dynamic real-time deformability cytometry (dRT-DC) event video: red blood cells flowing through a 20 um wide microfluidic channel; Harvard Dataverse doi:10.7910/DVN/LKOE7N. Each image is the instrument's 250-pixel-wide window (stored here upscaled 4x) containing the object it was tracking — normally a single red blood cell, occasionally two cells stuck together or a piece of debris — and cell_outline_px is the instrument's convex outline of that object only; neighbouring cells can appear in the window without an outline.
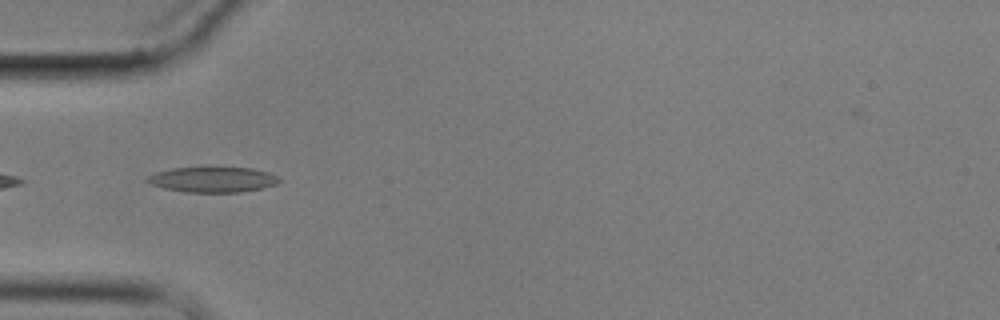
{"species": "common noctule bat (a hibernating species)", "species_latin": "Nyctalus noctula", "temperature_condition": "cold", "stored_images_in_passage": 6, "camera_frame_rate_fps": 3000, "um_per_image_px": 0.085, "animal": {"sex": "male", "body_mass_g": 17.9}, "frame": {"image": 1, "passage_image": 2, "time_ms": 1.333, "image_size_px": [1000, 320], "cell_outline_px": [[280, 180], [276, 184], [264, 188], [240, 192], [188, 192], [164, 188], [152, 184], [144, 180], [148, 176], [156, 172], [172, 168], [252, 168], [268, 172], [276, 176]], "centroid_in_image_um": [18.08, 15.27], "position_along_channel_um": 66.9, "area_um2": 19.25}}
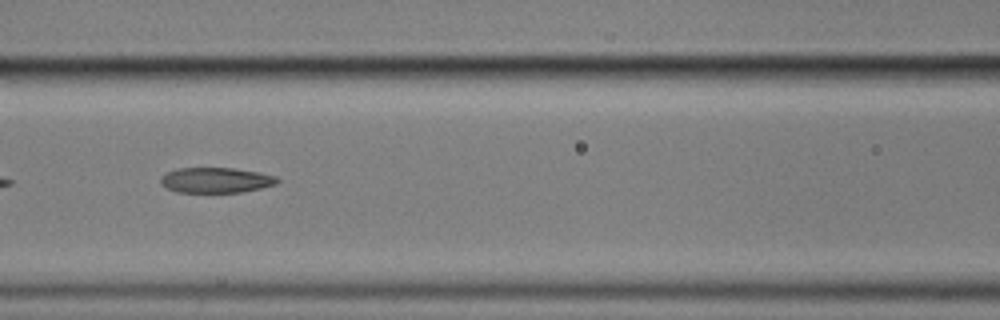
{"frame": {"image": 2, "passage_image": 4, "time_ms": 3.667, "image_size_px": [1000, 320], "cell_outline_px": [[280, 180], [276, 184], [260, 188], [240, 192], [176, 192], [160, 184], [160, 180], [168, 172], [176, 168], [232, 168], [260, 172], [276, 176]], "centroid_in_image_um": [18.37, 15.31], "position_along_channel_um": 148.2, "area_um2": 17.11}}
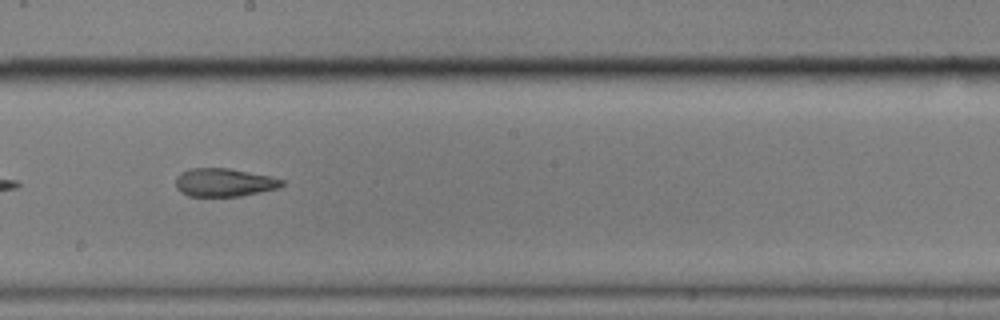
{"frame": {"image": 3, "passage_image": 6, "time_ms": 6.0, "image_size_px": [1000, 320], "cell_outline_px": [[284, 184], [280, 188], [240, 196], [188, 196], [180, 192], [176, 188], [176, 176], [180, 172], [188, 168], [228, 168], [272, 176], [284, 180]], "centroid_in_image_um": [19.04, 15.5], "position_along_channel_um": 229.2, "area_um2": 17.69}}